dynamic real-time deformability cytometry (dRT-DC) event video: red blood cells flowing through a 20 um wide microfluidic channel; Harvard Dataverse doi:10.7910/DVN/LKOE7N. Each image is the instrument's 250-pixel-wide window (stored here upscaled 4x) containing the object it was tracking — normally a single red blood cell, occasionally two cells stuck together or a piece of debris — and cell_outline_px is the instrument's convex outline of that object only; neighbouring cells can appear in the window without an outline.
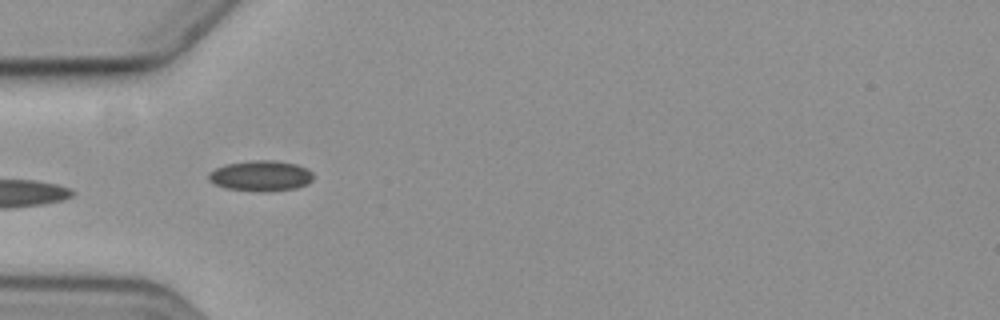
{"species": "common noctule bat (a hibernating species)", "species_latin": "Nyctalus noctula", "temperature_condition": "cold", "stored_images_in_passage": 7, "camera_frame_rate_fps": 3000, "um_per_image_px": 0.085, "animal": {"sex": "female", "body_mass_g": 19.3, "forearm_length_mm": 54.1}, "frame": {"image": 1, "passage_image": 5, "time_ms": 5.333, "image_size_px": [1000, 320], "cell_outline_px": [[312, 180], [308, 184], [296, 188], [228, 188], [216, 184], [208, 180], [208, 172], [224, 164], [252, 160], [276, 160], [296, 164], [312, 172]], "centroid_in_image_um": [22.15, 14.87], "position_along_channel_um": 62.9, "area_um2": 17.63}}
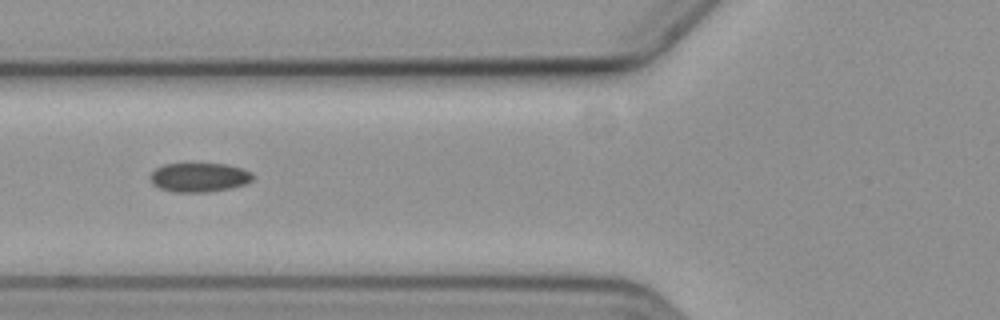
{"frame": {"image": 2, "passage_image": 6, "time_ms": 6.667, "image_size_px": [1000, 320], "cell_outline_px": [[252, 180], [244, 184], [232, 188], [208, 192], [172, 192], [160, 188], [152, 184], [148, 176], [156, 168], [164, 164], [228, 164], [244, 168], [252, 172]], "centroid_in_image_um": [16.92, 15.08], "position_along_channel_um": 108.9, "area_um2": 17.57}}